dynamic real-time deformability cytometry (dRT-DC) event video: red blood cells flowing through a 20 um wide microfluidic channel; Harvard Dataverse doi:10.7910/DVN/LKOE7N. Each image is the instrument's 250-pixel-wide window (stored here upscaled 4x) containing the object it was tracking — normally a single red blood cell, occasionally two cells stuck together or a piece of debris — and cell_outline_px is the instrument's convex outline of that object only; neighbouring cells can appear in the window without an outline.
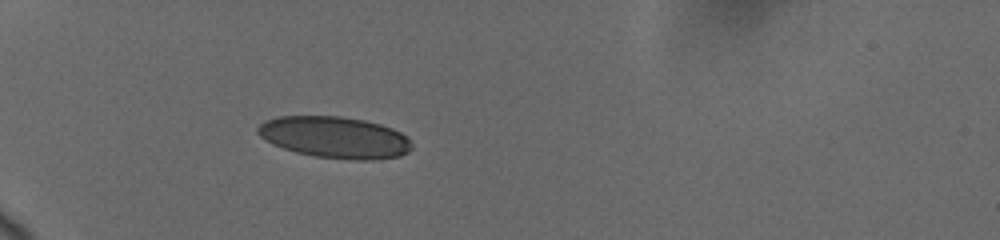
{"species": "human", "species_latin": "Homo sapiens", "temperature_condition": "cold", "stored_images_in_passage": 21, "camera_frame_rate_fps": 3000, "um_per_image_px": 0.085, "donor": {"sex": "female"}, "frame": {"image": 1, "passage_image": 1, "time_ms": 0.0, "image_size_px": [1000, 240], "cell_outline_px": [[412, 148], [408, 152], [400, 156], [372, 160], [356, 160], [316, 156], [296, 152], [272, 144], [260, 136], [256, 132], [256, 128], [264, 120], [280, 116], [340, 116], [364, 120], [380, 124], [392, 128], [408, 136], [412, 144]], "centroid_in_image_um": [28.47, 11.67], "position_along_channel_um": 56.5, "area_um2": 37.4}}
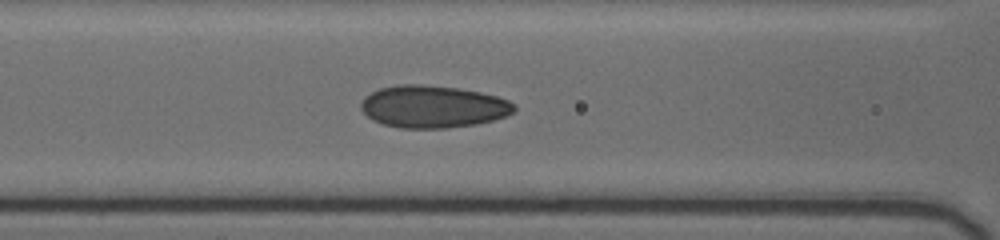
{"frame": {"image": 2, "passage_image": 10, "time_ms": 2.667, "image_size_px": [1000, 240], "cell_outline_px": [[516, 108], [512, 112], [504, 116], [492, 120], [476, 124], [448, 128], [400, 128], [384, 124], [372, 120], [360, 108], [360, 104], [364, 96], [380, 88], [396, 84], [420, 84], [456, 88], [480, 92], [496, 96], [508, 100], [516, 104]], "centroid_in_image_um": [36.78, 9.06], "position_along_channel_um": 129.8, "area_um2": 37.74}}
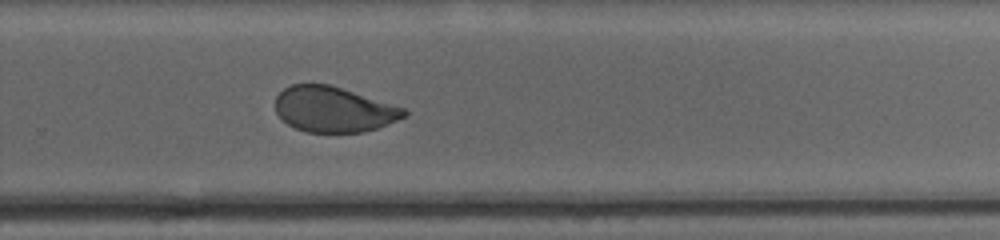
{"frame": {"image": 3, "passage_image": 21, "time_ms": 7.333, "image_size_px": [1000, 240], "cell_outline_px": [[408, 116], [376, 128], [364, 132], [308, 132], [296, 128], [288, 124], [276, 112], [276, 96], [284, 88], [292, 84], [328, 84], [404, 108], [408, 112]], "centroid_in_image_um": [28.35, 9.3], "position_along_channel_um": 301.4, "area_um2": 33.64}}